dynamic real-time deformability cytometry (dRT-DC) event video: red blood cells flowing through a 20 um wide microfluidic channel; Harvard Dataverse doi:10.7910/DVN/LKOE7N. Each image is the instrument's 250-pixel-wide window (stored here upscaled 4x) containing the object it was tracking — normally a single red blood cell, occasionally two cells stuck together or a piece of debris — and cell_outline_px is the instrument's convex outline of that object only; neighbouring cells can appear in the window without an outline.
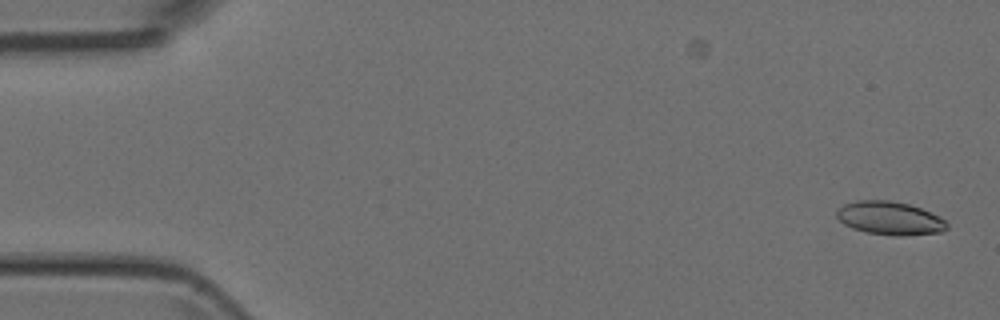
{"species": "Egyptian fruit bat (a non-hibernating species)", "species_latin": "Rousettus aegyptiacus", "temperature_condition": "room temperature", "stored_images_in_passage": 13, "camera_frame_rate_fps": 3000, "um_per_image_px": 0.085, "animal": {"sex": "female"}, "frame": {"image": 1, "passage_image": 1, "time_ms": 0.0, "image_size_px": [1000, 320], "cell_outline_px": [[948, 228], [940, 232], [900, 236], [896, 236], [868, 232], [852, 228], [844, 224], [836, 216], [836, 212], [844, 204], [856, 200], [888, 200], [908, 204], [920, 208], [940, 216], [948, 224]], "centroid_in_image_um": [75.64, 18.54], "position_along_channel_um": 9.4, "area_um2": 21.27}}
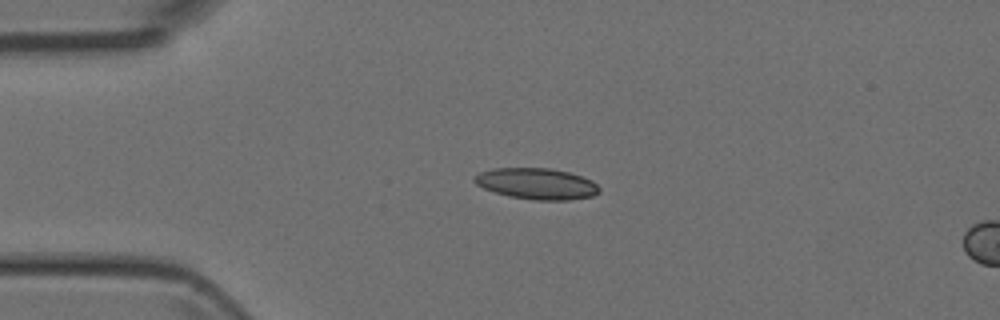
{"frame": {"image": 2, "passage_image": 11, "time_ms": 3.333, "image_size_px": [1000, 320], "cell_outline_px": [[600, 192], [592, 196], [568, 200], [536, 200], [508, 196], [484, 188], [476, 184], [472, 180], [480, 172], [492, 168], [548, 168], [568, 172], [592, 180], [600, 188]], "centroid_in_image_um": [45.62, 15.61], "position_along_channel_um": 39.4, "area_um2": 22.54}}